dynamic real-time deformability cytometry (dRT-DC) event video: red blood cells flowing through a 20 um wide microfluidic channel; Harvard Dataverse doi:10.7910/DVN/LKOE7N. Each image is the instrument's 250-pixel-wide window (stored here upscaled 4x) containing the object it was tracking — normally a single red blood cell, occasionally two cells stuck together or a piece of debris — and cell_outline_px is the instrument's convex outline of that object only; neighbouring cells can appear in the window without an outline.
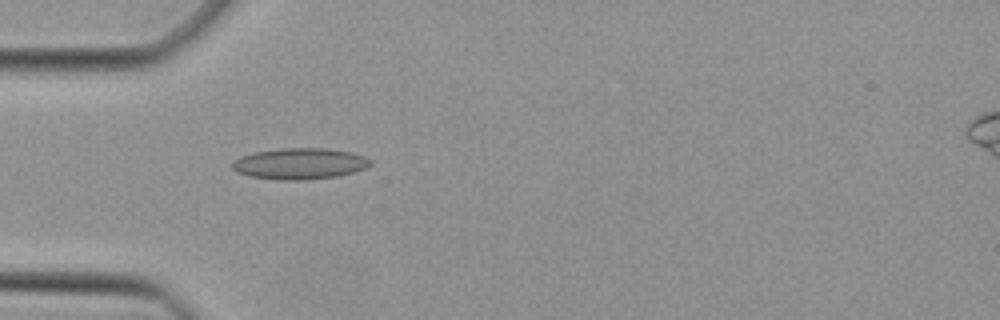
{"species": "Egyptian fruit bat (a non-hibernating species)", "species_latin": "Rousettus aegyptiacus", "temperature_condition": "cold", "stored_images_in_passage": 29, "camera_frame_rate_fps": 3000, "um_per_image_px": 0.085, "animal": {"sex": "female"}, "frame": {"image": 1, "passage_image": 1, "time_ms": 0.0, "image_size_px": [1000, 320], "cell_outline_px": [[372, 164], [364, 168], [352, 172], [336, 176], [308, 180], [280, 180], [252, 176], [236, 172], [232, 168], [232, 160], [240, 156], [252, 152], [280, 148], [328, 148], [352, 152], [364, 156], [372, 160]], "centroid_in_image_um": [25.46, 13.9], "position_along_channel_um": 59.5, "area_um2": 25.26}}
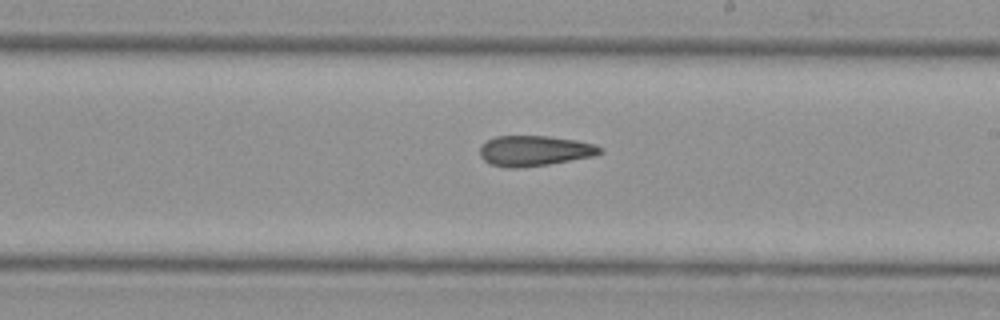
{"frame": {"image": 2, "passage_image": 14, "time_ms": 4.333, "image_size_px": [1000, 320], "cell_outline_px": [[604, 152], [596, 156], [548, 164], [520, 168], [504, 168], [488, 164], [480, 156], [480, 148], [488, 140], [496, 136], [548, 136], [576, 140], [596, 144], [604, 148]], "centroid_in_image_um": [45.47, 12.83], "position_along_channel_um": 243.5, "area_um2": 21.56}}
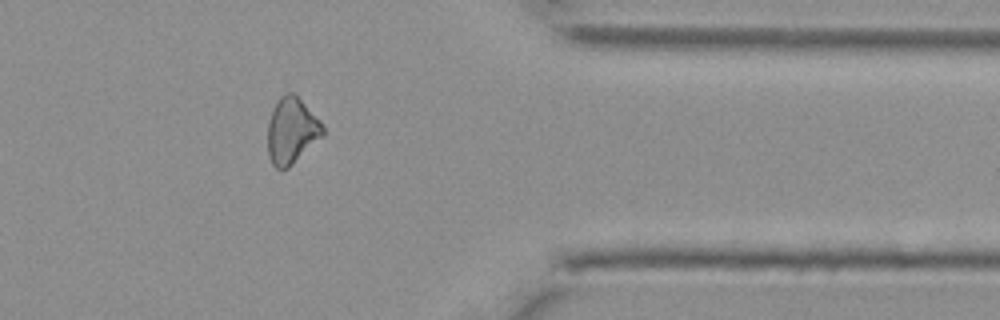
{"frame": {"image": 3, "passage_image": 25, "time_ms": 8.0, "image_size_px": [1000, 320], "cell_outline_px": [[324, 136], [288, 168], [276, 168], [272, 164], [268, 156], [268, 124], [276, 100], [280, 96], [288, 92], [292, 92], [324, 124]], "centroid_in_image_um": [24.8, 11.13], "position_along_channel_um": 386.6, "area_um2": 21.15}}